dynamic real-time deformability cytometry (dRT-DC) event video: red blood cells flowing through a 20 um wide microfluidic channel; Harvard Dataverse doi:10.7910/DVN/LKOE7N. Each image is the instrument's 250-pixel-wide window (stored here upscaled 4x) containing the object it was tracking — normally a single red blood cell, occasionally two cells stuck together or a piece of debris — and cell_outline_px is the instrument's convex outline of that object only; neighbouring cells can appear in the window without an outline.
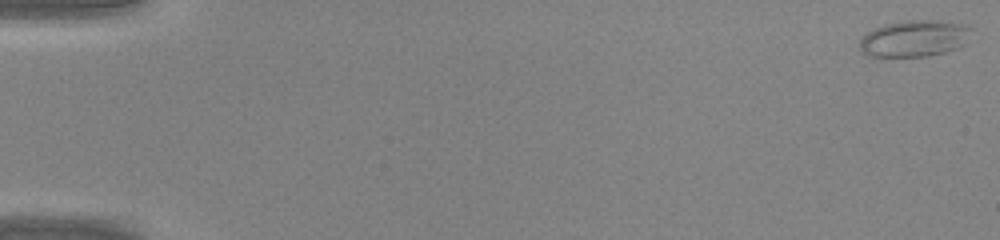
{"species": "common noctule bat (a hibernating species)", "species_latin": "Nyctalus noctula", "temperature_condition": "warm", "stored_images_in_passage": 46, "camera_frame_rate_fps": 3000, "um_per_image_px": 0.085, "animal": {"sex": "male", "body_mass_g": 20.0, "forearm_length_mm": 53.3}, "frame": {"image": 1, "passage_image": 1, "time_ms": 0.0, "image_size_px": [1000, 240], "cell_outline_px": [[972, 28], [968, 44], [944, 52], [928, 56], [864, 56], [860, 48], [860, 40], [872, 28], [884, 24], [908, 20], [928, 20], [964, 24]], "centroid_in_image_um": [77.73, 3.27], "position_along_channel_um": 7.3, "area_um2": 23.87}}
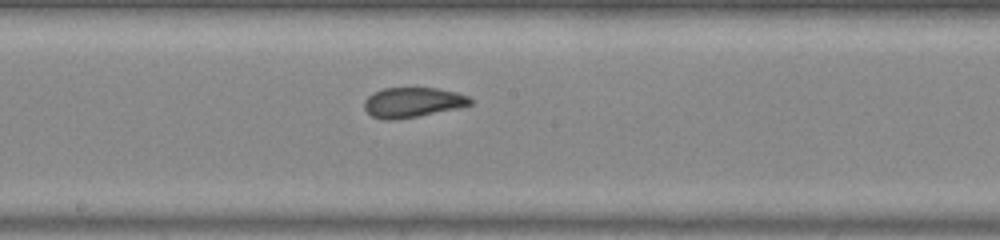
{"frame": {"image": 2, "passage_image": 26, "time_ms": 8.333, "image_size_px": [1000, 240], "cell_outline_px": [[472, 104], [460, 108], [420, 116], [396, 120], [384, 120], [372, 116], [364, 108], [364, 100], [372, 92], [384, 88], [436, 88], [456, 92], [468, 96], [472, 100]], "centroid_in_image_um": [35.07, 8.71], "position_along_channel_um": 213.1, "area_um2": 18.73}}
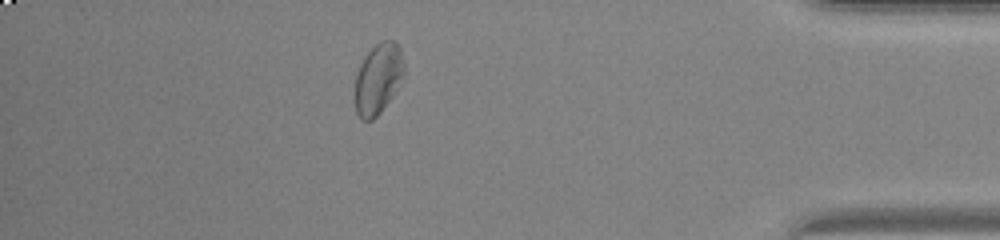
{"frame": {"image": 3, "passage_image": 41, "time_ms": 13.333, "image_size_px": [1000, 240], "cell_outline_px": [[404, 76], [392, 96], [380, 112], [372, 120], [360, 120], [356, 112], [356, 76], [360, 64], [364, 56], [380, 40], [392, 40], [400, 48], [404, 64]], "centroid_in_image_um": [32.15, 6.68], "position_along_channel_um": 403.1, "area_um2": 20.0}}